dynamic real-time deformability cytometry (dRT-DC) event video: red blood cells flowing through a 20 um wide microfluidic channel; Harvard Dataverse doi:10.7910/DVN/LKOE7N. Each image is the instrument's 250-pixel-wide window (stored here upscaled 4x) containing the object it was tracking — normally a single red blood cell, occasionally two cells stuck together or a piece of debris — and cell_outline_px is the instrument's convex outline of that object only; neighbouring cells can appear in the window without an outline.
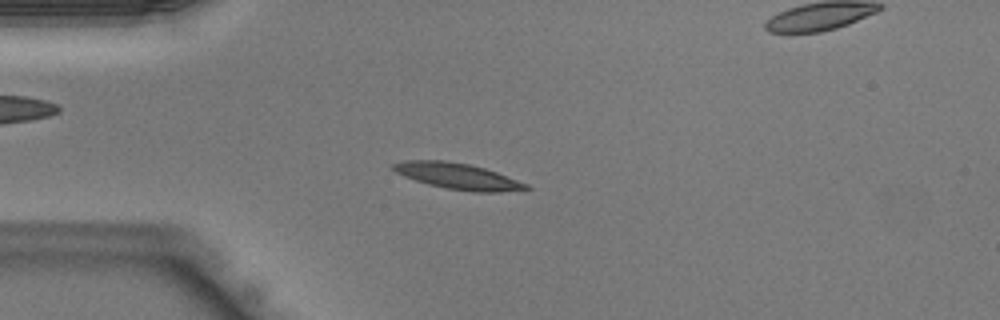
{"species": "Egyptian fruit bat (a non-hibernating species)", "species_latin": "Rousettus aegyptiacus", "temperature_condition": "warm", "stored_images_in_passage": 44, "camera_frame_rate_fps": 3000, "um_per_image_px": 0.085, "animal": {"sex": "male"}, "frame": {"image": 1, "passage_image": 11, "time_ms": 3.333, "image_size_px": [1000, 320], "cell_outline_px": [[532, 188], [500, 192], [472, 192], [448, 188], [428, 184], [404, 176], [396, 172], [392, 168], [392, 164], [404, 160], [444, 160], [468, 164], [484, 168], [496, 172], [528, 184]], "centroid_in_image_um": [38.9, 14.97], "position_along_channel_um": 46.1, "area_um2": 19.94}}
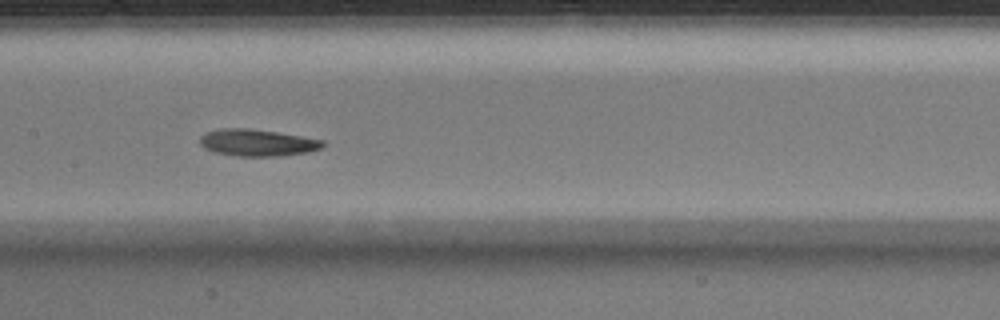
{"frame": {"image": 2, "passage_image": 21, "time_ms": 6.667, "image_size_px": [1000, 320], "cell_outline_px": [[324, 144], [320, 148], [308, 152], [280, 156], [236, 156], [216, 152], [204, 148], [200, 144], [200, 136], [204, 132], [220, 128], [248, 128], [276, 132], [324, 140]], "centroid_in_image_um": [21.83, 12.12], "position_along_channel_um": 185.6, "area_um2": 19.19}}
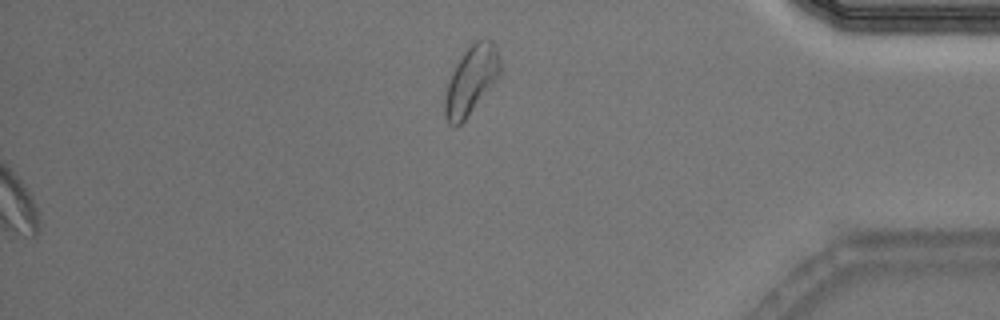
{"frame": {"image": 3, "passage_image": 44, "time_ms": 14.333, "image_size_px": [1000, 320], "cell_outline_px": [[500, 72], [496, 80], [464, 120], [456, 128], [448, 124], [444, 112], [444, 100], [448, 80], [456, 64], [464, 52], [476, 40], [484, 36], [488, 36], [496, 44], [500, 56]], "centroid_in_image_um": [40.05, 6.77], "position_along_channel_um": 395.1, "area_um2": 22.08}}